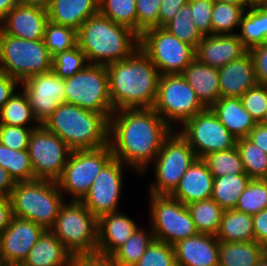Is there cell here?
Wrapping results in <instances>:
<instances>
[{
    "mask_svg": "<svg viewBox=\"0 0 267 266\" xmlns=\"http://www.w3.org/2000/svg\"><path fill=\"white\" fill-rule=\"evenodd\" d=\"M251 178L247 174L225 175L213 179L212 196L223 210L235 209L239 196Z\"/></svg>",
    "mask_w": 267,
    "mask_h": 266,
    "instance_id": "cell-32",
    "label": "cell"
},
{
    "mask_svg": "<svg viewBox=\"0 0 267 266\" xmlns=\"http://www.w3.org/2000/svg\"><path fill=\"white\" fill-rule=\"evenodd\" d=\"M47 12L50 22L78 31L88 18L99 13V0H52Z\"/></svg>",
    "mask_w": 267,
    "mask_h": 266,
    "instance_id": "cell-27",
    "label": "cell"
},
{
    "mask_svg": "<svg viewBox=\"0 0 267 266\" xmlns=\"http://www.w3.org/2000/svg\"><path fill=\"white\" fill-rule=\"evenodd\" d=\"M239 28L236 34L248 50L267 42V14L257 5L245 10Z\"/></svg>",
    "mask_w": 267,
    "mask_h": 266,
    "instance_id": "cell-31",
    "label": "cell"
},
{
    "mask_svg": "<svg viewBox=\"0 0 267 266\" xmlns=\"http://www.w3.org/2000/svg\"><path fill=\"white\" fill-rule=\"evenodd\" d=\"M244 172L251 179H267V153L247 137L236 140Z\"/></svg>",
    "mask_w": 267,
    "mask_h": 266,
    "instance_id": "cell-37",
    "label": "cell"
},
{
    "mask_svg": "<svg viewBox=\"0 0 267 266\" xmlns=\"http://www.w3.org/2000/svg\"><path fill=\"white\" fill-rule=\"evenodd\" d=\"M215 236L221 242L255 241L252 215L235 209L224 210Z\"/></svg>",
    "mask_w": 267,
    "mask_h": 266,
    "instance_id": "cell-30",
    "label": "cell"
},
{
    "mask_svg": "<svg viewBox=\"0 0 267 266\" xmlns=\"http://www.w3.org/2000/svg\"><path fill=\"white\" fill-rule=\"evenodd\" d=\"M210 109L236 139L247 137L257 124L244 108L241 98L221 97Z\"/></svg>",
    "mask_w": 267,
    "mask_h": 266,
    "instance_id": "cell-26",
    "label": "cell"
},
{
    "mask_svg": "<svg viewBox=\"0 0 267 266\" xmlns=\"http://www.w3.org/2000/svg\"><path fill=\"white\" fill-rule=\"evenodd\" d=\"M65 81V103L102 113L108 120L114 112L109 96L106 65L88 64Z\"/></svg>",
    "mask_w": 267,
    "mask_h": 266,
    "instance_id": "cell-8",
    "label": "cell"
},
{
    "mask_svg": "<svg viewBox=\"0 0 267 266\" xmlns=\"http://www.w3.org/2000/svg\"><path fill=\"white\" fill-rule=\"evenodd\" d=\"M17 0H0V21L16 6Z\"/></svg>",
    "mask_w": 267,
    "mask_h": 266,
    "instance_id": "cell-59",
    "label": "cell"
},
{
    "mask_svg": "<svg viewBox=\"0 0 267 266\" xmlns=\"http://www.w3.org/2000/svg\"><path fill=\"white\" fill-rule=\"evenodd\" d=\"M247 52L237 34L206 35L195 49V57L201 63L219 69Z\"/></svg>",
    "mask_w": 267,
    "mask_h": 266,
    "instance_id": "cell-20",
    "label": "cell"
},
{
    "mask_svg": "<svg viewBox=\"0 0 267 266\" xmlns=\"http://www.w3.org/2000/svg\"><path fill=\"white\" fill-rule=\"evenodd\" d=\"M52 0H17L18 5L35 6L42 9H48Z\"/></svg>",
    "mask_w": 267,
    "mask_h": 266,
    "instance_id": "cell-58",
    "label": "cell"
},
{
    "mask_svg": "<svg viewBox=\"0 0 267 266\" xmlns=\"http://www.w3.org/2000/svg\"><path fill=\"white\" fill-rule=\"evenodd\" d=\"M153 109L174 130L206 109L181 74H162ZM175 126V127H173Z\"/></svg>",
    "mask_w": 267,
    "mask_h": 266,
    "instance_id": "cell-10",
    "label": "cell"
},
{
    "mask_svg": "<svg viewBox=\"0 0 267 266\" xmlns=\"http://www.w3.org/2000/svg\"><path fill=\"white\" fill-rule=\"evenodd\" d=\"M261 0H250L253 5H257Z\"/></svg>",
    "mask_w": 267,
    "mask_h": 266,
    "instance_id": "cell-64",
    "label": "cell"
},
{
    "mask_svg": "<svg viewBox=\"0 0 267 266\" xmlns=\"http://www.w3.org/2000/svg\"><path fill=\"white\" fill-rule=\"evenodd\" d=\"M173 130L153 108L116 110L109 118L108 144L114 158L143 176Z\"/></svg>",
    "mask_w": 267,
    "mask_h": 266,
    "instance_id": "cell-1",
    "label": "cell"
},
{
    "mask_svg": "<svg viewBox=\"0 0 267 266\" xmlns=\"http://www.w3.org/2000/svg\"><path fill=\"white\" fill-rule=\"evenodd\" d=\"M254 240L264 247L267 246V208L252 215Z\"/></svg>",
    "mask_w": 267,
    "mask_h": 266,
    "instance_id": "cell-53",
    "label": "cell"
},
{
    "mask_svg": "<svg viewBox=\"0 0 267 266\" xmlns=\"http://www.w3.org/2000/svg\"><path fill=\"white\" fill-rule=\"evenodd\" d=\"M196 158L187 141L177 130H173L152 162L155 181L149 187V194L171 195Z\"/></svg>",
    "mask_w": 267,
    "mask_h": 266,
    "instance_id": "cell-9",
    "label": "cell"
},
{
    "mask_svg": "<svg viewBox=\"0 0 267 266\" xmlns=\"http://www.w3.org/2000/svg\"><path fill=\"white\" fill-rule=\"evenodd\" d=\"M141 50L160 74H181L196 58L195 48L179 40L163 27L150 28L140 35Z\"/></svg>",
    "mask_w": 267,
    "mask_h": 266,
    "instance_id": "cell-12",
    "label": "cell"
},
{
    "mask_svg": "<svg viewBox=\"0 0 267 266\" xmlns=\"http://www.w3.org/2000/svg\"><path fill=\"white\" fill-rule=\"evenodd\" d=\"M222 3H231L238 6H242L245 10L253 6L250 0H215Z\"/></svg>",
    "mask_w": 267,
    "mask_h": 266,
    "instance_id": "cell-60",
    "label": "cell"
},
{
    "mask_svg": "<svg viewBox=\"0 0 267 266\" xmlns=\"http://www.w3.org/2000/svg\"><path fill=\"white\" fill-rule=\"evenodd\" d=\"M188 0H161L159 11V27L168 23Z\"/></svg>",
    "mask_w": 267,
    "mask_h": 266,
    "instance_id": "cell-52",
    "label": "cell"
},
{
    "mask_svg": "<svg viewBox=\"0 0 267 266\" xmlns=\"http://www.w3.org/2000/svg\"><path fill=\"white\" fill-rule=\"evenodd\" d=\"M255 68L258 84L267 86V42L248 50Z\"/></svg>",
    "mask_w": 267,
    "mask_h": 266,
    "instance_id": "cell-50",
    "label": "cell"
},
{
    "mask_svg": "<svg viewBox=\"0 0 267 266\" xmlns=\"http://www.w3.org/2000/svg\"><path fill=\"white\" fill-rule=\"evenodd\" d=\"M137 11V34L159 27V11L161 0H135Z\"/></svg>",
    "mask_w": 267,
    "mask_h": 266,
    "instance_id": "cell-47",
    "label": "cell"
},
{
    "mask_svg": "<svg viewBox=\"0 0 267 266\" xmlns=\"http://www.w3.org/2000/svg\"><path fill=\"white\" fill-rule=\"evenodd\" d=\"M247 138L267 153V126L257 123Z\"/></svg>",
    "mask_w": 267,
    "mask_h": 266,
    "instance_id": "cell-55",
    "label": "cell"
},
{
    "mask_svg": "<svg viewBox=\"0 0 267 266\" xmlns=\"http://www.w3.org/2000/svg\"><path fill=\"white\" fill-rule=\"evenodd\" d=\"M48 21L46 9L16 5L0 21V30L13 37L40 40L44 37V30Z\"/></svg>",
    "mask_w": 267,
    "mask_h": 266,
    "instance_id": "cell-19",
    "label": "cell"
},
{
    "mask_svg": "<svg viewBox=\"0 0 267 266\" xmlns=\"http://www.w3.org/2000/svg\"><path fill=\"white\" fill-rule=\"evenodd\" d=\"M71 253L50 230H44L22 263L25 266H68Z\"/></svg>",
    "mask_w": 267,
    "mask_h": 266,
    "instance_id": "cell-28",
    "label": "cell"
},
{
    "mask_svg": "<svg viewBox=\"0 0 267 266\" xmlns=\"http://www.w3.org/2000/svg\"><path fill=\"white\" fill-rule=\"evenodd\" d=\"M259 124L267 126V110L265 111V114Z\"/></svg>",
    "mask_w": 267,
    "mask_h": 266,
    "instance_id": "cell-63",
    "label": "cell"
},
{
    "mask_svg": "<svg viewBox=\"0 0 267 266\" xmlns=\"http://www.w3.org/2000/svg\"><path fill=\"white\" fill-rule=\"evenodd\" d=\"M50 230L72 255L97 252L98 219L81 201H65Z\"/></svg>",
    "mask_w": 267,
    "mask_h": 266,
    "instance_id": "cell-7",
    "label": "cell"
},
{
    "mask_svg": "<svg viewBox=\"0 0 267 266\" xmlns=\"http://www.w3.org/2000/svg\"><path fill=\"white\" fill-rule=\"evenodd\" d=\"M0 166L15 182L36 180L27 149L13 150L0 143Z\"/></svg>",
    "mask_w": 267,
    "mask_h": 266,
    "instance_id": "cell-36",
    "label": "cell"
},
{
    "mask_svg": "<svg viewBox=\"0 0 267 266\" xmlns=\"http://www.w3.org/2000/svg\"><path fill=\"white\" fill-rule=\"evenodd\" d=\"M267 208V179H251L239 196L235 210L257 214Z\"/></svg>",
    "mask_w": 267,
    "mask_h": 266,
    "instance_id": "cell-42",
    "label": "cell"
},
{
    "mask_svg": "<svg viewBox=\"0 0 267 266\" xmlns=\"http://www.w3.org/2000/svg\"><path fill=\"white\" fill-rule=\"evenodd\" d=\"M77 45L88 64L107 65L130 57L139 48L140 36L99 12L79 27Z\"/></svg>",
    "mask_w": 267,
    "mask_h": 266,
    "instance_id": "cell-3",
    "label": "cell"
},
{
    "mask_svg": "<svg viewBox=\"0 0 267 266\" xmlns=\"http://www.w3.org/2000/svg\"><path fill=\"white\" fill-rule=\"evenodd\" d=\"M8 266H25L23 264H12V265H8Z\"/></svg>",
    "mask_w": 267,
    "mask_h": 266,
    "instance_id": "cell-65",
    "label": "cell"
},
{
    "mask_svg": "<svg viewBox=\"0 0 267 266\" xmlns=\"http://www.w3.org/2000/svg\"><path fill=\"white\" fill-rule=\"evenodd\" d=\"M215 0H188L192 20L203 36L212 35L211 15Z\"/></svg>",
    "mask_w": 267,
    "mask_h": 266,
    "instance_id": "cell-49",
    "label": "cell"
},
{
    "mask_svg": "<svg viewBox=\"0 0 267 266\" xmlns=\"http://www.w3.org/2000/svg\"><path fill=\"white\" fill-rule=\"evenodd\" d=\"M218 72L221 97L240 98L248 89L258 84L249 52L222 66Z\"/></svg>",
    "mask_w": 267,
    "mask_h": 266,
    "instance_id": "cell-24",
    "label": "cell"
},
{
    "mask_svg": "<svg viewBox=\"0 0 267 266\" xmlns=\"http://www.w3.org/2000/svg\"><path fill=\"white\" fill-rule=\"evenodd\" d=\"M256 266H267V256L264 255Z\"/></svg>",
    "mask_w": 267,
    "mask_h": 266,
    "instance_id": "cell-62",
    "label": "cell"
},
{
    "mask_svg": "<svg viewBox=\"0 0 267 266\" xmlns=\"http://www.w3.org/2000/svg\"><path fill=\"white\" fill-rule=\"evenodd\" d=\"M15 183L9 172L0 166V198H9Z\"/></svg>",
    "mask_w": 267,
    "mask_h": 266,
    "instance_id": "cell-57",
    "label": "cell"
},
{
    "mask_svg": "<svg viewBox=\"0 0 267 266\" xmlns=\"http://www.w3.org/2000/svg\"><path fill=\"white\" fill-rule=\"evenodd\" d=\"M214 178L225 175L246 174L236 146L226 151L209 153L202 158Z\"/></svg>",
    "mask_w": 267,
    "mask_h": 266,
    "instance_id": "cell-40",
    "label": "cell"
},
{
    "mask_svg": "<svg viewBox=\"0 0 267 266\" xmlns=\"http://www.w3.org/2000/svg\"><path fill=\"white\" fill-rule=\"evenodd\" d=\"M112 158L109 144L97 149L73 150L61 177L56 181L62 194L71 195L70 201H81Z\"/></svg>",
    "mask_w": 267,
    "mask_h": 266,
    "instance_id": "cell-11",
    "label": "cell"
},
{
    "mask_svg": "<svg viewBox=\"0 0 267 266\" xmlns=\"http://www.w3.org/2000/svg\"><path fill=\"white\" fill-rule=\"evenodd\" d=\"M33 129L0 124V143L13 150L27 149Z\"/></svg>",
    "mask_w": 267,
    "mask_h": 266,
    "instance_id": "cell-48",
    "label": "cell"
},
{
    "mask_svg": "<svg viewBox=\"0 0 267 266\" xmlns=\"http://www.w3.org/2000/svg\"><path fill=\"white\" fill-rule=\"evenodd\" d=\"M154 240V233L146 231L142 227L138 230L111 256L116 266H134L144 255L147 247Z\"/></svg>",
    "mask_w": 267,
    "mask_h": 266,
    "instance_id": "cell-35",
    "label": "cell"
},
{
    "mask_svg": "<svg viewBox=\"0 0 267 266\" xmlns=\"http://www.w3.org/2000/svg\"><path fill=\"white\" fill-rule=\"evenodd\" d=\"M20 85L39 125H43L56 108L65 102V81L53 70L25 79Z\"/></svg>",
    "mask_w": 267,
    "mask_h": 266,
    "instance_id": "cell-17",
    "label": "cell"
},
{
    "mask_svg": "<svg viewBox=\"0 0 267 266\" xmlns=\"http://www.w3.org/2000/svg\"><path fill=\"white\" fill-rule=\"evenodd\" d=\"M113 110L153 108L160 72L139 47L130 57L106 65Z\"/></svg>",
    "mask_w": 267,
    "mask_h": 266,
    "instance_id": "cell-2",
    "label": "cell"
},
{
    "mask_svg": "<svg viewBox=\"0 0 267 266\" xmlns=\"http://www.w3.org/2000/svg\"><path fill=\"white\" fill-rule=\"evenodd\" d=\"M195 224L202 234L216 235L224 210L213 200H202L186 205Z\"/></svg>",
    "mask_w": 267,
    "mask_h": 266,
    "instance_id": "cell-34",
    "label": "cell"
},
{
    "mask_svg": "<svg viewBox=\"0 0 267 266\" xmlns=\"http://www.w3.org/2000/svg\"><path fill=\"white\" fill-rule=\"evenodd\" d=\"M191 16L190 5L186 3L163 28L179 40L190 44L196 49L204 36L196 28Z\"/></svg>",
    "mask_w": 267,
    "mask_h": 266,
    "instance_id": "cell-39",
    "label": "cell"
},
{
    "mask_svg": "<svg viewBox=\"0 0 267 266\" xmlns=\"http://www.w3.org/2000/svg\"><path fill=\"white\" fill-rule=\"evenodd\" d=\"M244 108L259 123L267 110V86L257 84L248 89L241 97Z\"/></svg>",
    "mask_w": 267,
    "mask_h": 266,
    "instance_id": "cell-46",
    "label": "cell"
},
{
    "mask_svg": "<svg viewBox=\"0 0 267 266\" xmlns=\"http://www.w3.org/2000/svg\"><path fill=\"white\" fill-rule=\"evenodd\" d=\"M52 70V57L43 39L25 40L0 30V71L19 83Z\"/></svg>",
    "mask_w": 267,
    "mask_h": 266,
    "instance_id": "cell-6",
    "label": "cell"
},
{
    "mask_svg": "<svg viewBox=\"0 0 267 266\" xmlns=\"http://www.w3.org/2000/svg\"><path fill=\"white\" fill-rule=\"evenodd\" d=\"M265 255V247L256 241H219V266H256Z\"/></svg>",
    "mask_w": 267,
    "mask_h": 266,
    "instance_id": "cell-29",
    "label": "cell"
},
{
    "mask_svg": "<svg viewBox=\"0 0 267 266\" xmlns=\"http://www.w3.org/2000/svg\"><path fill=\"white\" fill-rule=\"evenodd\" d=\"M214 177L202 158H196L170 195L183 204L211 199Z\"/></svg>",
    "mask_w": 267,
    "mask_h": 266,
    "instance_id": "cell-23",
    "label": "cell"
},
{
    "mask_svg": "<svg viewBox=\"0 0 267 266\" xmlns=\"http://www.w3.org/2000/svg\"><path fill=\"white\" fill-rule=\"evenodd\" d=\"M28 153L35 179L57 181L73 151L59 136L44 125L32 130Z\"/></svg>",
    "mask_w": 267,
    "mask_h": 266,
    "instance_id": "cell-15",
    "label": "cell"
},
{
    "mask_svg": "<svg viewBox=\"0 0 267 266\" xmlns=\"http://www.w3.org/2000/svg\"><path fill=\"white\" fill-rule=\"evenodd\" d=\"M244 12L242 6L215 1L211 15L212 35L236 34L234 29L239 28Z\"/></svg>",
    "mask_w": 267,
    "mask_h": 266,
    "instance_id": "cell-38",
    "label": "cell"
},
{
    "mask_svg": "<svg viewBox=\"0 0 267 266\" xmlns=\"http://www.w3.org/2000/svg\"><path fill=\"white\" fill-rule=\"evenodd\" d=\"M127 167L112 158L101 170L81 202L99 219L101 216L119 211L123 188V169Z\"/></svg>",
    "mask_w": 267,
    "mask_h": 266,
    "instance_id": "cell-16",
    "label": "cell"
},
{
    "mask_svg": "<svg viewBox=\"0 0 267 266\" xmlns=\"http://www.w3.org/2000/svg\"><path fill=\"white\" fill-rule=\"evenodd\" d=\"M265 255L267 256V246L265 247Z\"/></svg>",
    "mask_w": 267,
    "mask_h": 266,
    "instance_id": "cell-66",
    "label": "cell"
},
{
    "mask_svg": "<svg viewBox=\"0 0 267 266\" xmlns=\"http://www.w3.org/2000/svg\"><path fill=\"white\" fill-rule=\"evenodd\" d=\"M56 181L16 182L9 199L13 216L31 220L45 230L51 229L64 202Z\"/></svg>",
    "mask_w": 267,
    "mask_h": 266,
    "instance_id": "cell-5",
    "label": "cell"
},
{
    "mask_svg": "<svg viewBox=\"0 0 267 266\" xmlns=\"http://www.w3.org/2000/svg\"><path fill=\"white\" fill-rule=\"evenodd\" d=\"M134 266H176L173 245L154 239Z\"/></svg>",
    "mask_w": 267,
    "mask_h": 266,
    "instance_id": "cell-45",
    "label": "cell"
},
{
    "mask_svg": "<svg viewBox=\"0 0 267 266\" xmlns=\"http://www.w3.org/2000/svg\"><path fill=\"white\" fill-rule=\"evenodd\" d=\"M44 230L31 220L13 216L0 235V262L5 266L22 264Z\"/></svg>",
    "mask_w": 267,
    "mask_h": 266,
    "instance_id": "cell-18",
    "label": "cell"
},
{
    "mask_svg": "<svg viewBox=\"0 0 267 266\" xmlns=\"http://www.w3.org/2000/svg\"><path fill=\"white\" fill-rule=\"evenodd\" d=\"M135 0H99V12L114 23L126 26L137 33Z\"/></svg>",
    "mask_w": 267,
    "mask_h": 266,
    "instance_id": "cell-41",
    "label": "cell"
},
{
    "mask_svg": "<svg viewBox=\"0 0 267 266\" xmlns=\"http://www.w3.org/2000/svg\"><path fill=\"white\" fill-rule=\"evenodd\" d=\"M34 122L33 126H30ZM30 123V125H29ZM0 124L37 128L39 124L32 113L30 103L24 92H15L0 109Z\"/></svg>",
    "mask_w": 267,
    "mask_h": 266,
    "instance_id": "cell-33",
    "label": "cell"
},
{
    "mask_svg": "<svg viewBox=\"0 0 267 266\" xmlns=\"http://www.w3.org/2000/svg\"><path fill=\"white\" fill-rule=\"evenodd\" d=\"M257 6L267 14V0H261Z\"/></svg>",
    "mask_w": 267,
    "mask_h": 266,
    "instance_id": "cell-61",
    "label": "cell"
},
{
    "mask_svg": "<svg viewBox=\"0 0 267 266\" xmlns=\"http://www.w3.org/2000/svg\"><path fill=\"white\" fill-rule=\"evenodd\" d=\"M181 75L206 108H210L221 98L218 68L203 64L195 58Z\"/></svg>",
    "mask_w": 267,
    "mask_h": 266,
    "instance_id": "cell-25",
    "label": "cell"
},
{
    "mask_svg": "<svg viewBox=\"0 0 267 266\" xmlns=\"http://www.w3.org/2000/svg\"><path fill=\"white\" fill-rule=\"evenodd\" d=\"M88 65L85 53L78 45L52 58V70L59 78H69Z\"/></svg>",
    "mask_w": 267,
    "mask_h": 266,
    "instance_id": "cell-44",
    "label": "cell"
},
{
    "mask_svg": "<svg viewBox=\"0 0 267 266\" xmlns=\"http://www.w3.org/2000/svg\"><path fill=\"white\" fill-rule=\"evenodd\" d=\"M138 228L135 221L121 211L101 216L98 219L97 252L111 256Z\"/></svg>",
    "mask_w": 267,
    "mask_h": 266,
    "instance_id": "cell-22",
    "label": "cell"
},
{
    "mask_svg": "<svg viewBox=\"0 0 267 266\" xmlns=\"http://www.w3.org/2000/svg\"><path fill=\"white\" fill-rule=\"evenodd\" d=\"M178 133L194 150L197 158L209 153L226 151L236 146V138L219 121L210 108L186 120Z\"/></svg>",
    "mask_w": 267,
    "mask_h": 266,
    "instance_id": "cell-14",
    "label": "cell"
},
{
    "mask_svg": "<svg viewBox=\"0 0 267 266\" xmlns=\"http://www.w3.org/2000/svg\"><path fill=\"white\" fill-rule=\"evenodd\" d=\"M149 197V219L155 240L174 245L199 233L185 204L170 195Z\"/></svg>",
    "mask_w": 267,
    "mask_h": 266,
    "instance_id": "cell-13",
    "label": "cell"
},
{
    "mask_svg": "<svg viewBox=\"0 0 267 266\" xmlns=\"http://www.w3.org/2000/svg\"><path fill=\"white\" fill-rule=\"evenodd\" d=\"M43 41L53 58L58 53L70 50L77 45V30L48 21Z\"/></svg>",
    "mask_w": 267,
    "mask_h": 266,
    "instance_id": "cell-43",
    "label": "cell"
},
{
    "mask_svg": "<svg viewBox=\"0 0 267 266\" xmlns=\"http://www.w3.org/2000/svg\"><path fill=\"white\" fill-rule=\"evenodd\" d=\"M43 125L72 150L97 149L108 145L109 120L102 113L64 102Z\"/></svg>",
    "mask_w": 267,
    "mask_h": 266,
    "instance_id": "cell-4",
    "label": "cell"
},
{
    "mask_svg": "<svg viewBox=\"0 0 267 266\" xmlns=\"http://www.w3.org/2000/svg\"><path fill=\"white\" fill-rule=\"evenodd\" d=\"M20 83L8 74L0 71V109L13 96Z\"/></svg>",
    "mask_w": 267,
    "mask_h": 266,
    "instance_id": "cell-54",
    "label": "cell"
},
{
    "mask_svg": "<svg viewBox=\"0 0 267 266\" xmlns=\"http://www.w3.org/2000/svg\"><path fill=\"white\" fill-rule=\"evenodd\" d=\"M68 266H116L112 256L99 252L71 255Z\"/></svg>",
    "mask_w": 267,
    "mask_h": 266,
    "instance_id": "cell-51",
    "label": "cell"
},
{
    "mask_svg": "<svg viewBox=\"0 0 267 266\" xmlns=\"http://www.w3.org/2000/svg\"><path fill=\"white\" fill-rule=\"evenodd\" d=\"M173 248L176 266H219V241L214 235L198 233Z\"/></svg>",
    "mask_w": 267,
    "mask_h": 266,
    "instance_id": "cell-21",
    "label": "cell"
},
{
    "mask_svg": "<svg viewBox=\"0 0 267 266\" xmlns=\"http://www.w3.org/2000/svg\"><path fill=\"white\" fill-rule=\"evenodd\" d=\"M13 218L12 205L9 198H0V235L10 225Z\"/></svg>",
    "mask_w": 267,
    "mask_h": 266,
    "instance_id": "cell-56",
    "label": "cell"
}]
</instances>
